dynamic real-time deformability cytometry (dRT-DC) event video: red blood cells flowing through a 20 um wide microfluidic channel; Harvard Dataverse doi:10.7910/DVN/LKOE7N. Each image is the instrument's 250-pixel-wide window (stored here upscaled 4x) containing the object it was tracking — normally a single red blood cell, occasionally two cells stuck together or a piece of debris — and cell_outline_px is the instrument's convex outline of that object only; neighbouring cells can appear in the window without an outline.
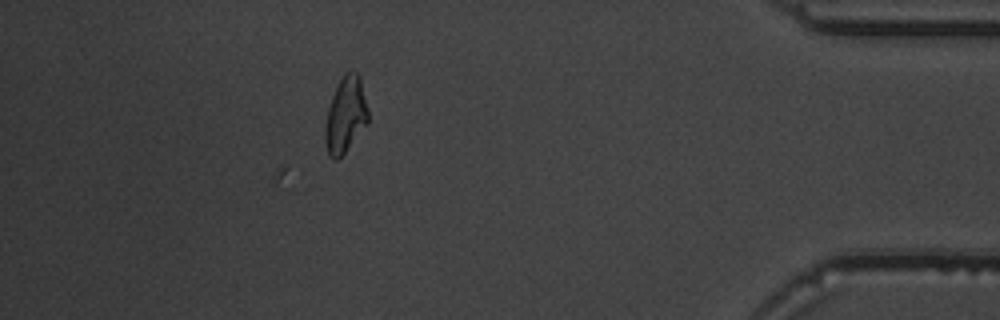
{"species": "common noctule bat (a hibernating species)", "species_latin": "Nyctalus noctula", "temperature_condition": "warm", "stored_images_in_passage": 31, "camera_frame_rate_fps": 3000, "um_per_image_px": 0.085, "animal": {"sex": "male", "body_mass_g": 19.5, "forearm_length_mm": 54.6}, "frame": {"image": 1, "passage_image": 31, "time_ms": 10.0, "image_size_px": [1000, 320], "cell_outline_px": [[368, 124], [344, 152], [336, 160], [332, 160], [328, 156], [324, 140], [324, 128], [328, 108], [336, 84], [344, 72], [352, 68], [360, 76], [368, 108]], "centroid_in_image_um": [29.36, 9.73], "position_along_channel_um": 405.8, "area_um2": 19.42}}